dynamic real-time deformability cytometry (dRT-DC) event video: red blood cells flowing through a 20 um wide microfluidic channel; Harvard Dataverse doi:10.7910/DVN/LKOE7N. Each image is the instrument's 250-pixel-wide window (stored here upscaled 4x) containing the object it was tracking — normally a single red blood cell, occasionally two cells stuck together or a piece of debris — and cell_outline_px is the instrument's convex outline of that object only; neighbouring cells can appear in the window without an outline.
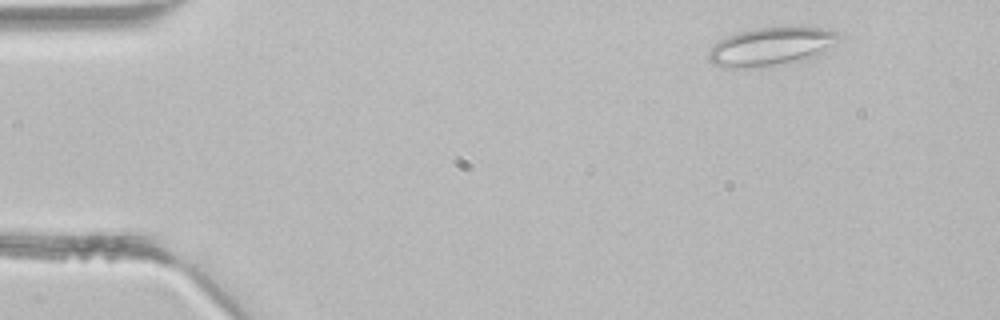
{"species": "common noctule bat (a hibernating species)", "species_latin": "Nyctalus noctula", "temperature_condition": "room temperature", "stored_images_in_passage": 40, "segment_of_instrument_passage": [1, 2], "camera_frame_rate_fps": 3000, "um_per_image_px": 0.085, "animal": {"sex": "male", "body_mass_g": 21.5, "forearm_length_mm": 52.0}, "frame": {"image": 1, "passage_image": 2, "time_ms": 0.333, "image_size_px": [1000, 320], "cell_outline_px": [[840, 36], [836, 44], [816, 56], [804, 60], [748, 68], [724, 68], [712, 64], [708, 60], [708, 52], [720, 40], [728, 36], [740, 32], [756, 28], [820, 28], [836, 32]], "centroid_in_image_um": [65.52, 3.98], "position_along_channel_um": 19.5, "area_um2": 28.61}}
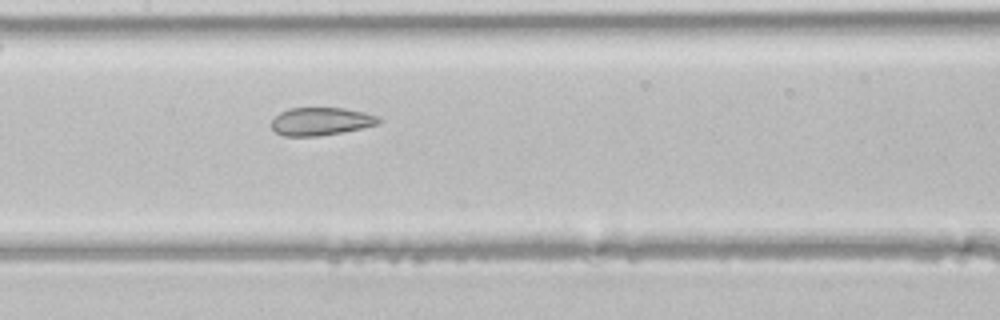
{"frame": {"image": 2, "passage_image": 18, "time_ms": 5.667, "image_size_px": [1000, 320], "cell_outline_px": [[384, 120], [380, 124], [340, 132], [316, 136], [284, 136], [276, 132], [272, 128], [272, 120], [280, 112], [288, 108], [344, 108], [364, 112], [380, 116]], "centroid_in_image_um": [27.32, 10.31], "position_along_channel_um": 180.1, "area_um2": 17.46}}
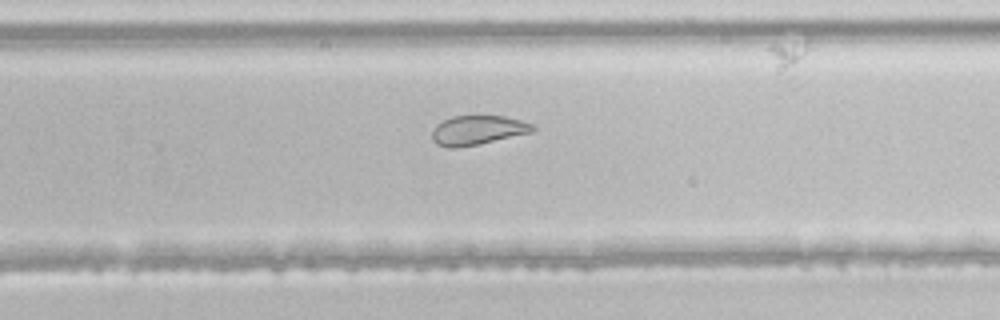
{"frame": {"image": 3, "passage_image": 25, "time_ms": 8.0, "image_size_px": [1000, 320], "cell_outline_px": [[536, 128], [532, 132], [480, 144], [456, 148], [448, 148], [436, 144], [432, 140], [432, 132], [436, 124], [452, 116], [504, 116], [520, 120], [532, 124]], "centroid_in_image_um": [40.58, 11.07], "position_along_channel_um": 289.2, "area_um2": 17.22}}